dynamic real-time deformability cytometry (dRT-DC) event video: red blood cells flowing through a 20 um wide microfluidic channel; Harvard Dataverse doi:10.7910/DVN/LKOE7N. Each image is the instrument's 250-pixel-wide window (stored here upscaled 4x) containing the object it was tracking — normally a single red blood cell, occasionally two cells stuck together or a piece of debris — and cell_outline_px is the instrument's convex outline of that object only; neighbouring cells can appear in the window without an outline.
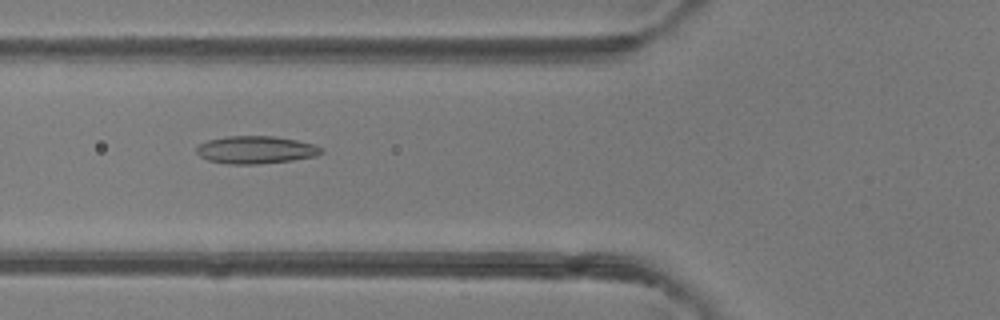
{"species": "common noctule bat (a hibernating species)", "species_latin": "Nyctalus noctula", "temperature_condition": "room temperature", "stored_images_in_passage": 42, "camera_frame_rate_fps": 3000, "um_per_image_px": 0.085, "animal": {"sex": "female"}, "frame": {"image": 1, "passage_image": 12, "time_ms": 3.667, "image_size_px": [1000, 320], "cell_outline_px": [[324, 152], [316, 156], [292, 160], [256, 164], [228, 164], [208, 160], [200, 156], [196, 152], [196, 148], [200, 144], [208, 140], [228, 136], [272, 136], [296, 140], [312, 144], [324, 148]], "centroid_in_image_um": [21.75, 12.74], "position_along_channel_um": 104.1, "area_um2": 20.0}}
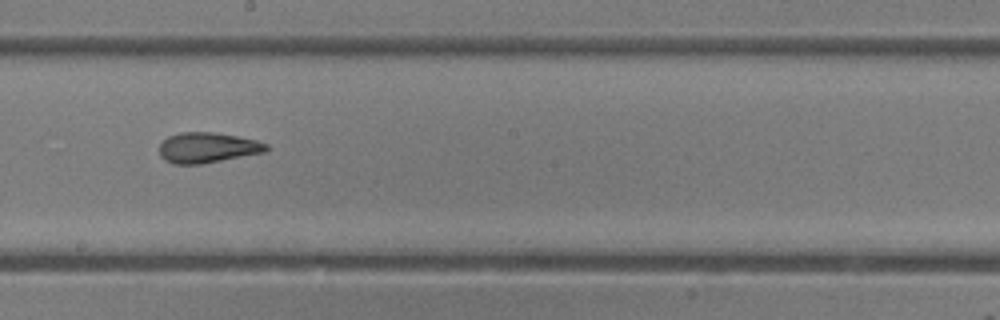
{"frame": {"image": 2, "passage_image": 21, "time_ms": 6.667, "image_size_px": [1000, 320], "cell_outline_px": [[268, 152], [200, 164], [172, 164], [164, 160], [160, 156], [160, 144], [168, 136], [180, 132], [212, 132], [236, 136], [256, 140], [268, 144]], "centroid_in_image_um": [17.64, 12.55], "position_along_channel_um": 230.6, "area_um2": 19.02}}
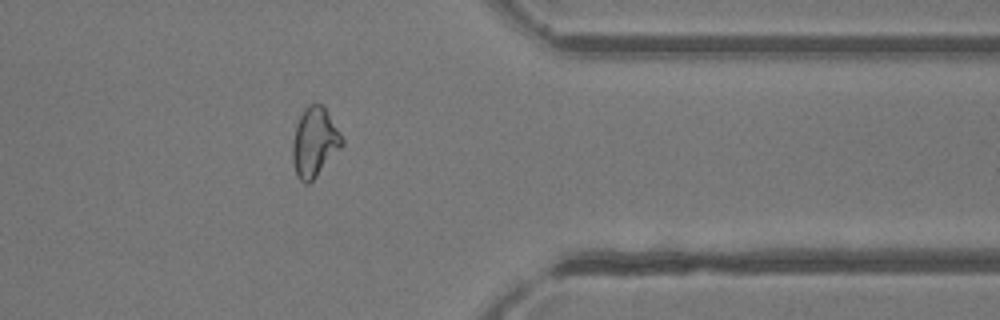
{"frame": {"image": 3, "passage_image": 33, "time_ms": 10.667, "image_size_px": [1000, 320], "cell_outline_px": [[344, 144], [316, 176], [308, 184], [304, 184], [296, 176], [292, 160], [292, 144], [296, 124], [304, 108], [308, 104], [320, 104], [324, 108], [340, 132], [344, 140]], "centroid_in_image_um": [26.71, 12.1], "position_along_channel_um": 384.7, "area_um2": 19.83}, "authors_computed_cell_mechanics": {"area_um2": 19.941, "velocity_mm_per_s": 4.1964, "shape_relaxation_time_tau1_ms": 7.7953, "shape_relaxation_time_tau2_ms": 2.1966, "deformation_change_tau1": 0.1891, "deformation_change_tau2": 0.1072}}